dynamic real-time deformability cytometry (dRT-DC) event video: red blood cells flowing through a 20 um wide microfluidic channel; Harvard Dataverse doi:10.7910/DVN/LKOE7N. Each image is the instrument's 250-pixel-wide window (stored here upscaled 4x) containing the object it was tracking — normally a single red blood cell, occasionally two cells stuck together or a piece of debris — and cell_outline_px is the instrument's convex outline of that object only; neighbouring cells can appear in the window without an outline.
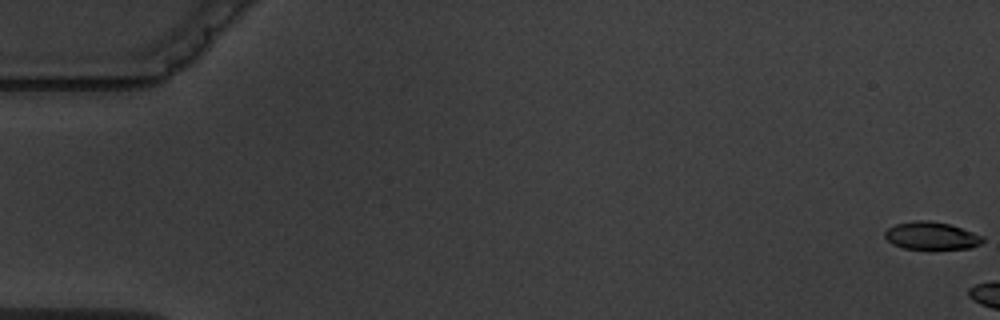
{"species": "common noctule bat (a hibernating species)", "species_latin": "Nyctalus noctula", "temperature_condition": "warm", "stored_images_in_passage": 3, "camera_frame_rate_fps": 3000, "um_per_image_px": 0.085, "animal": {"sex": "male", "body_mass_g": 19.5, "forearm_length_mm": 54.6}, "frame": {"image": 1, "passage_image": 1, "time_ms": 0.0, "image_size_px": [1000, 320], "cell_outline_px": [[984, 240], [980, 244], [972, 248], [904, 248], [892, 244], [884, 236], [884, 232], [888, 228], [896, 224], [916, 220], [928, 220], [948, 224], [984, 236]], "centroid_in_image_um": [79.16, 20.03], "position_along_channel_um": 5.8, "area_um2": 15.49}}